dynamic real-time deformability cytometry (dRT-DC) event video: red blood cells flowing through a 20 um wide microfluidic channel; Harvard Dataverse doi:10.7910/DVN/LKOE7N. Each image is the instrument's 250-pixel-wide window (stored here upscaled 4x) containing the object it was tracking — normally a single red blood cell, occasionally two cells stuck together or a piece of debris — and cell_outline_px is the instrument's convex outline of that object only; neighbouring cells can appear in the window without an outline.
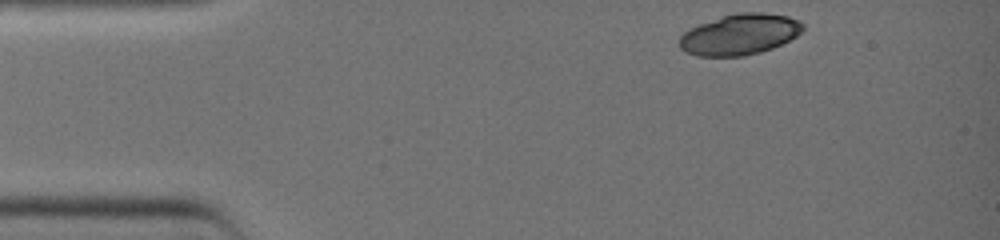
{"species": "common noctule bat (a hibernating species)", "species_latin": "Nyctalus noctula", "temperature_condition": "warm", "stored_images_in_passage": 11, "camera_frame_rate_fps": 3000, "um_per_image_px": 0.085, "animal": {"sex": "female", "body_mass_g": 19.0, "forearm_length_mm": 51.5}, "frame": {"image": 1, "passage_image": 1, "time_ms": 0.0, "image_size_px": [1000, 240], "cell_outline_px": [[804, 28], [796, 36], [772, 48], [760, 52], [744, 56], [696, 56], [684, 52], [680, 48], [680, 36], [688, 28], [736, 12], [764, 12], [788, 16], [800, 20], [804, 24]], "centroid_in_image_um": [62.87, 2.92], "position_along_channel_um": 22.1, "area_um2": 29.42}}